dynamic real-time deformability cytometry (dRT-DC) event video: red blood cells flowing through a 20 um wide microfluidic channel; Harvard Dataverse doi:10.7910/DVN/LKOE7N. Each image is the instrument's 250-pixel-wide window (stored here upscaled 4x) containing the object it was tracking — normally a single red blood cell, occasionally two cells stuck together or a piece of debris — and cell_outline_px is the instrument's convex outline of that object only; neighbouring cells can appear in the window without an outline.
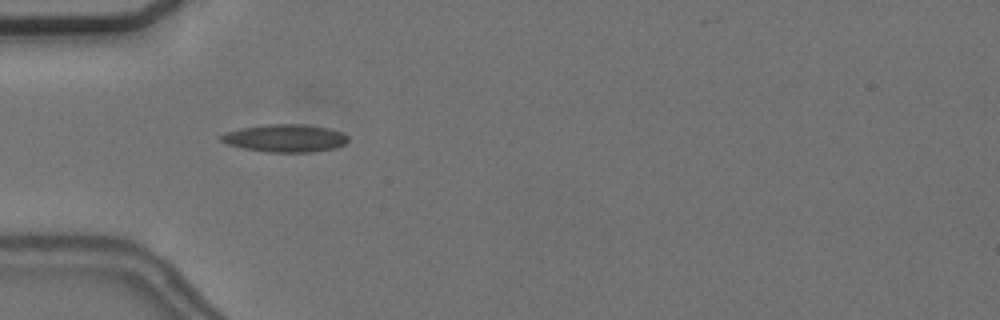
{"species": "common noctule bat (a hibernating species)", "species_latin": "Nyctalus noctula", "temperature_condition": "cold", "stored_images_in_passage": 43, "camera_frame_rate_fps": 3000, "um_per_image_px": 0.085, "animal": {"sex": "female", "body_mass_g": 24.6, "forearm_length_mm": 56.2}, "frame": {"image": 1, "passage_image": 7, "time_ms": 2.0, "image_size_px": [1000, 320], "cell_outline_px": [[348, 140], [344, 144], [336, 148], [312, 152], [268, 152], [244, 148], [228, 144], [220, 140], [220, 136], [228, 132], [240, 128], [268, 124], [304, 124], [328, 128], [340, 132], [348, 136]], "centroid_in_image_um": [24.26, 11.74], "position_along_channel_um": 60.7, "area_um2": 20.35}}
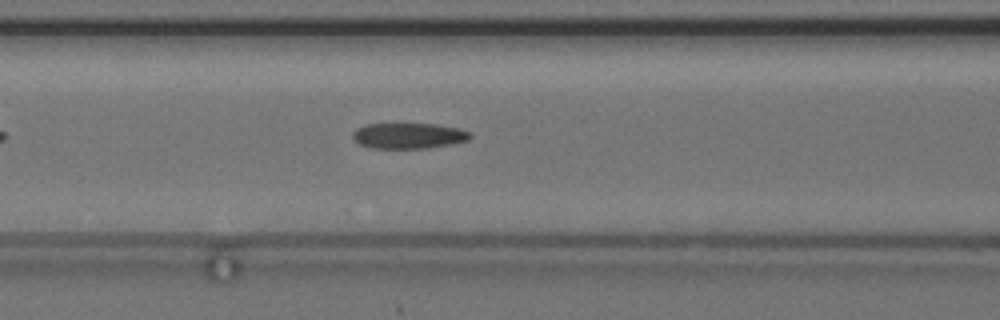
{"frame": {"image": 2, "passage_image": 13, "time_ms": 4.0, "image_size_px": [1000, 320], "cell_outline_px": [[472, 136], [468, 140], [452, 144], [428, 148], [368, 148], [352, 140], [352, 132], [356, 128], [364, 124], [436, 124], [460, 128], [468, 132]], "centroid_in_image_um": [34.69, 11.54], "position_along_channel_um": 131.9, "area_um2": 17.74}, "authors_computed_cell_mechanics": {"area_um2": 18.2648, "velocity_mm_per_s": 3.6875, "shape_relaxation_time_tau1_ms": 10.0368, "shape_relaxation_time_tau2_ms": 2.6276, "deformation_change_tau1": 0.237, "deformation_change_tau2": 0.1131}}